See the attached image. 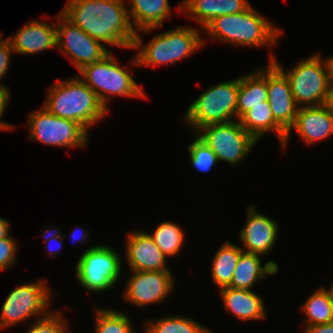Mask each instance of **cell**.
I'll return each instance as SVG.
<instances>
[{
	"label": "cell",
	"instance_id": "obj_27",
	"mask_svg": "<svg viewBox=\"0 0 333 333\" xmlns=\"http://www.w3.org/2000/svg\"><path fill=\"white\" fill-rule=\"evenodd\" d=\"M145 323V333H211L210 329L186 316L170 315Z\"/></svg>",
	"mask_w": 333,
	"mask_h": 333
},
{
	"label": "cell",
	"instance_id": "obj_33",
	"mask_svg": "<svg viewBox=\"0 0 333 333\" xmlns=\"http://www.w3.org/2000/svg\"><path fill=\"white\" fill-rule=\"evenodd\" d=\"M51 228L52 227H50V229H47V230L44 231V234H46L47 236L44 235L45 237L43 236V238H44V240H45V242L47 244L46 251L50 255H52V257H56V254H58L57 252L60 251L59 249H62V247H63V239L65 237H67L68 235H65V234L62 235L60 228L59 229L56 228L57 230L55 228L52 230ZM51 242H56V244H57L56 247L57 248L55 247V250L53 248H51V246H50Z\"/></svg>",
	"mask_w": 333,
	"mask_h": 333
},
{
	"label": "cell",
	"instance_id": "obj_22",
	"mask_svg": "<svg viewBox=\"0 0 333 333\" xmlns=\"http://www.w3.org/2000/svg\"><path fill=\"white\" fill-rule=\"evenodd\" d=\"M260 256L262 255L243 251L238 259L229 287L252 290L251 288L258 281L267 279L268 275H275L278 272L279 267L276 262L268 261L262 266Z\"/></svg>",
	"mask_w": 333,
	"mask_h": 333
},
{
	"label": "cell",
	"instance_id": "obj_14",
	"mask_svg": "<svg viewBox=\"0 0 333 333\" xmlns=\"http://www.w3.org/2000/svg\"><path fill=\"white\" fill-rule=\"evenodd\" d=\"M268 103L275 121L287 132L283 148L288 145L292 127L296 121V104L287 77L272 63L266 66Z\"/></svg>",
	"mask_w": 333,
	"mask_h": 333
},
{
	"label": "cell",
	"instance_id": "obj_35",
	"mask_svg": "<svg viewBox=\"0 0 333 333\" xmlns=\"http://www.w3.org/2000/svg\"><path fill=\"white\" fill-rule=\"evenodd\" d=\"M11 93L10 89L5 85L0 84V131L12 130L14 128L13 125H10L1 120L5 109L7 108L8 103L10 102Z\"/></svg>",
	"mask_w": 333,
	"mask_h": 333
},
{
	"label": "cell",
	"instance_id": "obj_37",
	"mask_svg": "<svg viewBox=\"0 0 333 333\" xmlns=\"http://www.w3.org/2000/svg\"><path fill=\"white\" fill-rule=\"evenodd\" d=\"M10 222L0 217V239L9 236Z\"/></svg>",
	"mask_w": 333,
	"mask_h": 333
},
{
	"label": "cell",
	"instance_id": "obj_17",
	"mask_svg": "<svg viewBox=\"0 0 333 333\" xmlns=\"http://www.w3.org/2000/svg\"><path fill=\"white\" fill-rule=\"evenodd\" d=\"M293 128L309 145L328 139L333 135V111L325 104L300 107Z\"/></svg>",
	"mask_w": 333,
	"mask_h": 333
},
{
	"label": "cell",
	"instance_id": "obj_11",
	"mask_svg": "<svg viewBox=\"0 0 333 333\" xmlns=\"http://www.w3.org/2000/svg\"><path fill=\"white\" fill-rule=\"evenodd\" d=\"M30 140L56 147H87L88 133L79 123L51 114L43 106L29 113Z\"/></svg>",
	"mask_w": 333,
	"mask_h": 333
},
{
	"label": "cell",
	"instance_id": "obj_8",
	"mask_svg": "<svg viewBox=\"0 0 333 333\" xmlns=\"http://www.w3.org/2000/svg\"><path fill=\"white\" fill-rule=\"evenodd\" d=\"M121 256L108 245H95L80 256L75 275L86 292H104L112 288L121 276Z\"/></svg>",
	"mask_w": 333,
	"mask_h": 333
},
{
	"label": "cell",
	"instance_id": "obj_5",
	"mask_svg": "<svg viewBox=\"0 0 333 333\" xmlns=\"http://www.w3.org/2000/svg\"><path fill=\"white\" fill-rule=\"evenodd\" d=\"M272 62L288 79L293 98L298 107L319 106L326 103L330 83V68L327 59L315 54L302 59L291 69L284 70L274 54Z\"/></svg>",
	"mask_w": 333,
	"mask_h": 333
},
{
	"label": "cell",
	"instance_id": "obj_15",
	"mask_svg": "<svg viewBox=\"0 0 333 333\" xmlns=\"http://www.w3.org/2000/svg\"><path fill=\"white\" fill-rule=\"evenodd\" d=\"M247 222L239 237L244 252L265 255L271 253L276 244L279 226L273 218L256 211V205L247 207Z\"/></svg>",
	"mask_w": 333,
	"mask_h": 333
},
{
	"label": "cell",
	"instance_id": "obj_23",
	"mask_svg": "<svg viewBox=\"0 0 333 333\" xmlns=\"http://www.w3.org/2000/svg\"><path fill=\"white\" fill-rule=\"evenodd\" d=\"M257 105H269L265 66L239 77L236 120Z\"/></svg>",
	"mask_w": 333,
	"mask_h": 333
},
{
	"label": "cell",
	"instance_id": "obj_31",
	"mask_svg": "<svg viewBox=\"0 0 333 333\" xmlns=\"http://www.w3.org/2000/svg\"><path fill=\"white\" fill-rule=\"evenodd\" d=\"M36 319L26 333H70L61 311H50L46 316Z\"/></svg>",
	"mask_w": 333,
	"mask_h": 333
},
{
	"label": "cell",
	"instance_id": "obj_6",
	"mask_svg": "<svg viewBox=\"0 0 333 333\" xmlns=\"http://www.w3.org/2000/svg\"><path fill=\"white\" fill-rule=\"evenodd\" d=\"M80 79L99 97L107 108L110 96L146 99V94L130 75L128 68L121 66L111 51L100 61L79 70ZM110 94V95H109Z\"/></svg>",
	"mask_w": 333,
	"mask_h": 333
},
{
	"label": "cell",
	"instance_id": "obj_2",
	"mask_svg": "<svg viewBox=\"0 0 333 333\" xmlns=\"http://www.w3.org/2000/svg\"><path fill=\"white\" fill-rule=\"evenodd\" d=\"M48 90L42 106L55 116L79 123L87 132L109 112L78 75L60 81Z\"/></svg>",
	"mask_w": 333,
	"mask_h": 333
},
{
	"label": "cell",
	"instance_id": "obj_39",
	"mask_svg": "<svg viewBox=\"0 0 333 333\" xmlns=\"http://www.w3.org/2000/svg\"><path fill=\"white\" fill-rule=\"evenodd\" d=\"M325 105L333 111V81H330Z\"/></svg>",
	"mask_w": 333,
	"mask_h": 333
},
{
	"label": "cell",
	"instance_id": "obj_19",
	"mask_svg": "<svg viewBox=\"0 0 333 333\" xmlns=\"http://www.w3.org/2000/svg\"><path fill=\"white\" fill-rule=\"evenodd\" d=\"M249 6L247 0H183L178 9L204 29L217 16L240 13Z\"/></svg>",
	"mask_w": 333,
	"mask_h": 333
},
{
	"label": "cell",
	"instance_id": "obj_25",
	"mask_svg": "<svg viewBox=\"0 0 333 333\" xmlns=\"http://www.w3.org/2000/svg\"><path fill=\"white\" fill-rule=\"evenodd\" d=\"M242 252L241 246L229 241L223 243L216 251L211 265V276L219 290L230 286L234 270Z\"/></svg>",
	"mask_w": 333,
	"mask_h": 333
},
{
	"label": "cell",
	"instance_id": "obj_13",
	"mask_svg": "<svg viewBox=\"0 0 333 333\" xmlns=\"http://www.w3.org/2000/svg\"><path fill=\"white\" fill-rule=\"evenodd\" d=\"M125 292L126 302L137 307L159 303L174 290V278L171 271H132ZM165 299V300H164Z\"/></svg>",
	"mask_w": 333,
	"mask_h": 333
},
{
	"label": "cell",
	"instance_id": "obj_26",
	"mask_svg": "<svg viewBox=\"0 0 333 333\" xmlns=\"http://www.w3.org/2000/svg\"><path fill=\"white\" fill-rule=\"evenodd\" d=\"M307 318L305 327L333 322V296L323 286L311 293L301 306Z\"/></svg>",
	"mask_w": 333,
	"mask_h": 333
},
{
	"label": "cell",
	"instance_id": "obj_32",
	"mask_svg": "<svg viewBox=\"0 0 333 333\" xmlns=\"http://www.w3.org/2000/svg\"><path fill=\"white\" fill-rule=\"evenodd\" d=\"M17 241L10 235L0 239V271L7 270L16 263Z\"/></svg>",
	"mask_w": 333,
	"mask_h": 333
},
{
	"label": "cell",
	"instance_id": "obj_28",
	"mask_svg": "<svg viewBox=\"0 0 333 333\" xmlns=\"http://www.w3.org/2000/svg\"><path fill=\"white\" fill-rule=\"evenodd\" d=\"M149 235L166 257L179 254L185 237L183 228L170 221L159 223L153 234Z\"/></svg>",
	"mask_w": 333,
	"mask_h": 333
},
{
	"label": "cell",
	"instance_id": "obj_4",
	"mask_svg": "<svg viewBox=\"0 0 333 333\" xmlns=\"http://www.w3.org/2000/svg\"><path fill=\"white\" fill-rule=\"evenodd\" d=\"M199 32L191 26H179L157 34L144 46L140 34L136 33L132 49H139V52L131 63L140 67L145 65L156 67L168 63L173 65L204 45L205 40Z\"/></svg>",
	"mask_w": 333,
	"mask_h": 333
},
{
	"label": "cell",
	"instance_id": "obj_7",
	"mask_svg": "<svg viewBox=\"0 0 333 333\" xmlns=\"http://www.w3.org/2000/svg\"><path fill=\"white\" fill-rule=\"evenodd\" d=\"M239 77L207 88L187 108L184 121L196 133L200 128L236 120Z\"/></svg>",
	"mask_w": 333,
	"mask_h": 333
},
{
	"label": "cell",
	"instance_id": "obj_24",
	"mask_svg": "<svg viewBox=\"0 0 333 333\" xmlns=\"http://www.w3.org/2000/svg\"><path fill=\"white\" fill-rule=\"evenodd\" d=\"M241 126L258 142L267 133L274 132L284 144L287 132L275 121L270 105H257L240 119Z\"/></svg>",
	"mask_w": 333,
	"mask_h": 333
},
{
	"label": "cell",
	"instance_id": "obj_3",
	"mask_svg": "<svg viewBox=\"0 0 333 333\" xmlns=\"http://www.w3.org/2000/svg\"><path fill=\"white\" fill-rule=\"evenodd\" d=\"M205 36L218 41L228 42L234 46H275L282 30L250 5L245 11L217 16L204 29Z\"/></svg>",
	"mask_w": 333,
	"mask_h": 333
},
{
	"label": "cell",
	"instance_id": "obj_34",
	"mask_svg": "<svg viewBox=\"0 0 333 333\" xmlns=\"http://www.w3.org/2000/svg\"><path fill=\"white\" fill-rule=\"evenodd\" d=\"M11 53H14L9 39L0 38V79L2 80L9 67ZM0 84H2L0 82Z\"/></svg>",
	"mask_w": 333,
	"mask_h": 333
},
{
	"label": "cell",
	"instance_id": "obj_40",
	"mask_svg": "<svg viewBox=\"0 0 333 333\" xmlns=\"http://www.w3.org/2000/svg\"><path fill=\"white\" fill-rule=\"evenodd\" d=\"M330 68V81H333V56L330 58H327Z\"/></svg>",
	"mask_w": 333,
	"mask_h": 333
},
{
	"label": "cell",
	"instance_id": "obj_9",
	"mask_svg": "<svg viewBox=\"0 0 333 333\" xmlns=\"http://www.w3.org/2000/svg\"><path fill=\"white\" fill-rule=\"evenodd\" d=\"M195 134L214 152L218 161L234 166L242 162L257 143L239 120L207 125Z\"/></svg>",
	"mask_w": 333,
	"mask_h": 333
},
{
	"label": "cell",
	"instance_id": "obj_12",
	"mask_svg": "<svg viewBox=\"0 0 333 333\" xmlns=\"http://www.w3.org/2000/svg\"><path fill=\"white\" fill-rule=\"evenodd\" d=\"M56 18L59 20V23H56V47H60L61 52L73 62L78 71L88 64L100 61L110 52L105 45L77 27L61 11Z\"/></svg>",
	"mask_w": 333,
	"mask_h": 333
},
{
	"label": "cell",
	"instance_id": "obj_1",
	"mask_svg": "<svg viewBox=\"0 0 333 333\" xmlns=\"http://www.w3.org/2000/svg\"><path fill=\"white\" fill-rule=\"evenodd\" d=\"M125 0H68L61 11L90 37L104 43L132 49L134 30Z\"/></svg>",
	"mask_w": 333,
	"mask_h": 333
},
{
	"label": "cell",
	"instance_id": "obj_10",
	"mask_svg": "<svg viewBox=\"0 0 333 333\" xmlns=\"http://www.w3.org/2000/svg\"><path fill=\"white\" fill-rule=\"evenodd\" d=\"M50 297L51 291L44 279L14 288L1 307L0 329L25 322L34 316H46L50 312Z\"/></svg>",
	"mask_w": 333,
	"mask_h": 333
},
{
	"label": "cell",
	"instance_id": "obj_29",
	"mask_svg": "<svg viewBox=\"0 0 333 333\" xmlns=\"http://www.w3.org/2000/svg\"><path fill=\"white\" fill-rule=\"evenodd\" d=\"M94 333H135L130 318L114 309L95 308Z\"/></svg>",
	"mask_w": 333,
	"mask_h": 333
},
{
	"label": "cell",
	"instance_id": "obj_38",
	"mask_svg": "<svg viewBox=\"0 0 333 333\" xmlns=\"http://www.w3.org/2000/svg\"><path fill=\"white\" fill-rule=\"evenodd\" d=\"M79 229V228H78ZM74 230H72V232H71V234H70V236H71V239L72 240H74V241H78L79 242V240H80V242L81 241H83V242H85V241H87L89 238V236H88V232L85 230V228H83L82 229V231H80L81 233H80V237H78L77 235L78 234H76L75 233V231L73 232ZM79 231V230H78ZM77 232V231H76ZM76 236H77V238H76Z\"/></svg>",
	"mask_w": 333,
	"mask_h": 333
},
{
	"label": "cell",
	"instance_id": "obj_20",
	"mask_svg": "<svg viewBox=\"0 0 333 333\" xmlns=\"http://www.w3.org/2000/svg\"><path fill=\"white\" fill-rule=\"evenodd\" d=\"M128 14L136 33H150L163 26L172 13L169 0H129Z\"/></svg>",
	"mask_w": 333,
	"mask_h": 333
},
{
	"label": "cell",
	"instance_id": "obj_21",
	"mask_svg": "<svg viewBox=\"0 0 333 333\" xmlns=\"http://www.w3.org/2000/svg\"><path fill=\"white\" fill-rule=\"evenodd\" d=\"M226 310L239 320H264L266 308L264 302L253 290L225 287L219 290Z\"/></svg>",
	"mask_w": 333,
	"mask_h": 333
},
{
	"label": "cell",
	"instance_id": "obj_18",
	"mask_svg": "<svg viewBox=\"0 0 333 333\" xmlns=\"http://www.w3.org/2000/svg\"><path fill=\"white\" fill-rule=\"evenodd\" d=\"M8 37L14 53L37 54L56 47V23L31 20L14 35Z\"/></svg>",
	"mask_w": 333,
	"mask_h": 333
},
{
	"label": "cell",
	"instance_id": "obj_16",
	"mask_svg": "<svg viewBox=\"0 0 333 333\" xmlns=\"http://www.w3.org/2000/svg\"><path fill=\"white\" fill-rule=\"evenodd\" d=\"M126 260L131 271H170L167 257L146 231H132L127 234Z\"/></svg>",
	"mask_w": 333,
	"mask_h": 333
},
{
	"label": "cell",
	"instance_id": "obj_41",
	"mask_svg": "<svg viewBox=\"0 0 333 333\" xmlns=\"http://www.w3.org/2000/svg\"><path fill=\"white\" fill-rule=\"evenodd\" d=\"M330 290H331V293H332V296H333V283L331 284Z\"/></svg>",
	"mask_w": 333,
	"mask_h": 333
},
{
	"label": "cell",
	"instance_id": "obj_36",
	"mask_svg": "<svg viewBox=\"0 0 333 333\" xmlns=\"http://www.w3.org/2000/svg\"><path fill=\"white\" fill-rule=\"evenodd\" d=\"M304 333H333V322L310 327H304Z\"/></svg>",
	"mask_w": 333,
	"mask_h": 333
},
{
	"label": "cell",
	"instance_id": "obj_30",
	"mask_svg": "<svg viewBox=\"0 0 333 333\" xmlns=\"http://www.w3.org/2000/svg\"><path fill=\"white\" fill-rule=\"evenodd\" d=\"M188 150L192 167H195V169L200 172H209L215 164L219 163L214 152L197 136L196 139L188 145Z\"/></svg>",
	"mask_w": 333,
	"mask_h": 333
}]
</instances>
